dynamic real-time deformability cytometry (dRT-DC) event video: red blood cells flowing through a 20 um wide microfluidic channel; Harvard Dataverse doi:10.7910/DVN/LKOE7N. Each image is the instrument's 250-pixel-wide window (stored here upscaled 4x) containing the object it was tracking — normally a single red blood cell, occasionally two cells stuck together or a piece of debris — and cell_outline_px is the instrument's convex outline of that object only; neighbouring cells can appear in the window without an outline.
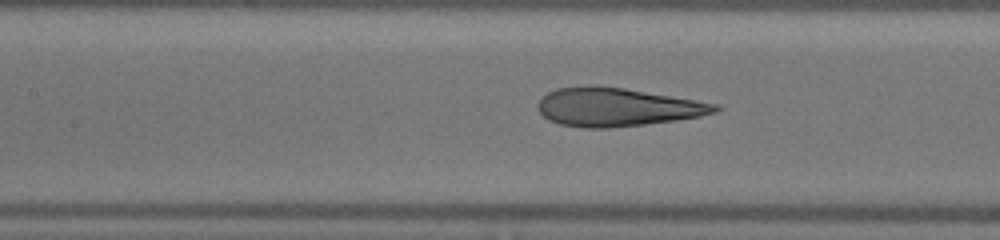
{"species": "human", "species_latin": "Homo sapiens", "temperature_condition": "warm", "stored_images_in_passage": 38, "camera_frame_rate_fps": 3000, "um_per_image_px": 0.085, "donor": {"sex": "male"}, "frame": {"image": 1, "passage_image": 10, "time_ms": 3.0, "image_size_px": [1000, 240], "cell_outline_px": [[724, 108], [716, 112], [700, 116], [676, 120], [644, 124], [608, 128], [584, 128], [560, 124], [548, 120], [540, 112], [540, 100], [548, 92], [556, 88], [624, 88], [720, 104]], "centroid_in_image_um": [52.54, 9.14], "position_along_channel_um": 154.9, "area_um2": 38.67}}
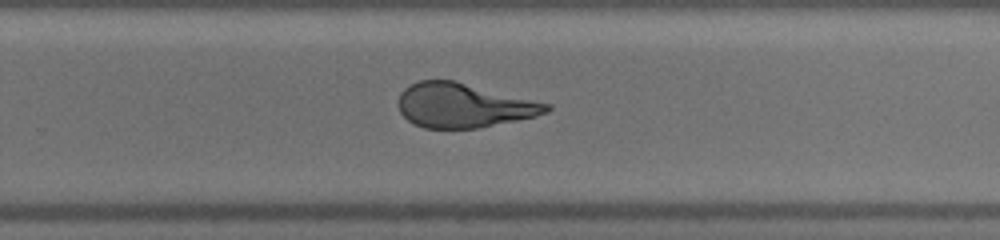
{"frame": {"image": 2, "passage_image": 20, "time_ms": 6.333, "image_size_px": [1000, 240], "cell_outline_px": [[552, 108], [548, 112], [536, 116], [476, 128], [424, 128], [408, 120], [400, 112], [400, 92], [404, 88], [420, 80], [456, 80], [552, 104]], "centroid_in_image_um": [39.44, 8.94], "position_along_channel_um": 290.4, "area_um2": 38.15}}
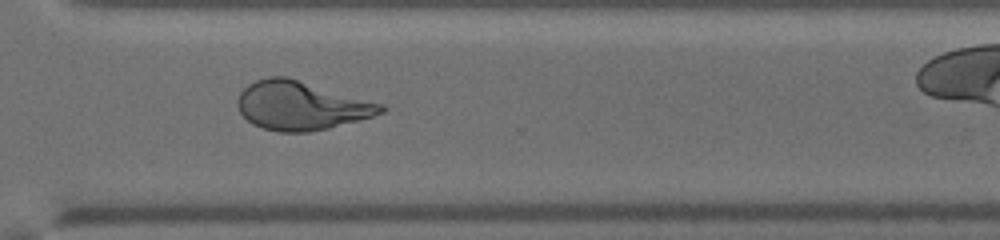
{"frame": {"image": 3, "passage_image": 24, "time_ms": 7.667, "image_size_px": [1000, 240], "cell_outline_px": [[384, 112], [372, 116], [328, 128], [308, 132], [280, 132], [264, 128], [252, 124], [240, 112], [236, 104], [236, 100], [240, 92], [248, 84], [256, 80], [268, 76], [288, 76], [384, 104]], "centroid_in_image_um": [25.56, 8.96], "position_along_channel_um": 345.0, "area_um2": 40.69}}